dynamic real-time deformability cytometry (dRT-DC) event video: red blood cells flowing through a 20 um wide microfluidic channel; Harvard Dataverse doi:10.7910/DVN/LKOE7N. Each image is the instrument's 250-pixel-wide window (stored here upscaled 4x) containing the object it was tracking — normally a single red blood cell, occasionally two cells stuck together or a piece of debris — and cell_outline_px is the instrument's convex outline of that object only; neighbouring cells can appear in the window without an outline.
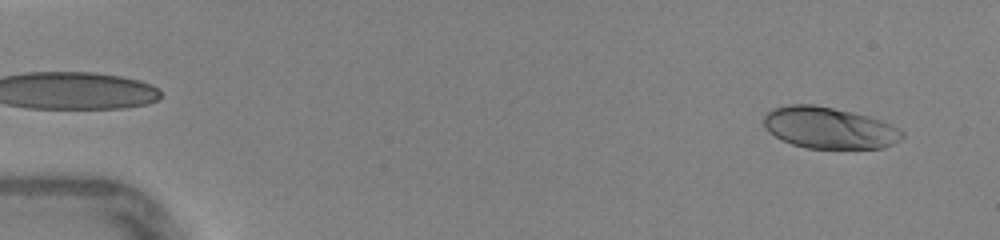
{"species": "human", "species_latin": "Homo sapiens", "temperature_condition": "warm", "stored_images_in_passage": 13, "camera_frame_rate_fps": 3000, "um_per_image_px": 0.085, "donor": {"sex": "female"}, "frame": {"image": 1, "passage_image": 2, "time_ms": 0.333, "image_size_px": [1000, 240], "cell_outline_px": [[904, 136], [900, 140], [884, 148], [808, 148], [792, 144], [768, 132], [764, 128], [764, 116], [772, 108], [788, 104], [812, 104], [852, 112], [868, 116], [892, 124], [900, 128], [904, 132]], "centroid_in_image_um": [70.49, 10.86], "position_along_channel_um": 14.5, "area_um2": 33.47}}